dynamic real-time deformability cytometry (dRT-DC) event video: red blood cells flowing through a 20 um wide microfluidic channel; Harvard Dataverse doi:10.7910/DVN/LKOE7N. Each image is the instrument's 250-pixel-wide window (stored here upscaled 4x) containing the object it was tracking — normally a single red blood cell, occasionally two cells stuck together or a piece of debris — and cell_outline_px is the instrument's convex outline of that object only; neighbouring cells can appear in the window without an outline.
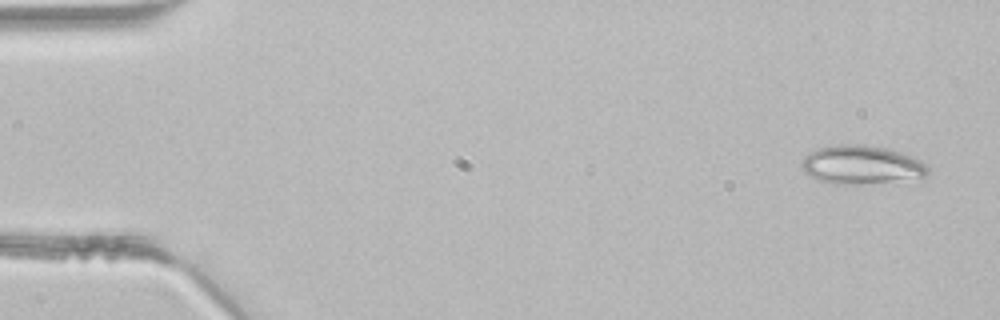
{"species": "common noctule bat (a hibernating species)", "species_latin": "Nyctalus noctula", "temperature_condition": "room temperature", "stored_images_in_passage": 3, "camera_frame_rate_fps": 3000, "um_per_image_px": 0.085, "animal": {"sex": "male", "body_mass_g": 21.5, "forearm_length_mm": 52.0}, "frame": {"image": 1, "passage_image": 1, "time_ms": 0.0, "image_size_px": [1000, 320], "cell_outline_px": [[928, 172], [924, 176], [856, 184], [836, 184], [820, 180], [804, 172], [804, 156], [808, 152], [816, 148], [836, 144], [864, 144], [888, 148], [904, 152], [928, 164]], "centroid_in_image_um": [73.22, 13.96], "position_along_channel_um": 11.8, "area_um2": 28.03}}